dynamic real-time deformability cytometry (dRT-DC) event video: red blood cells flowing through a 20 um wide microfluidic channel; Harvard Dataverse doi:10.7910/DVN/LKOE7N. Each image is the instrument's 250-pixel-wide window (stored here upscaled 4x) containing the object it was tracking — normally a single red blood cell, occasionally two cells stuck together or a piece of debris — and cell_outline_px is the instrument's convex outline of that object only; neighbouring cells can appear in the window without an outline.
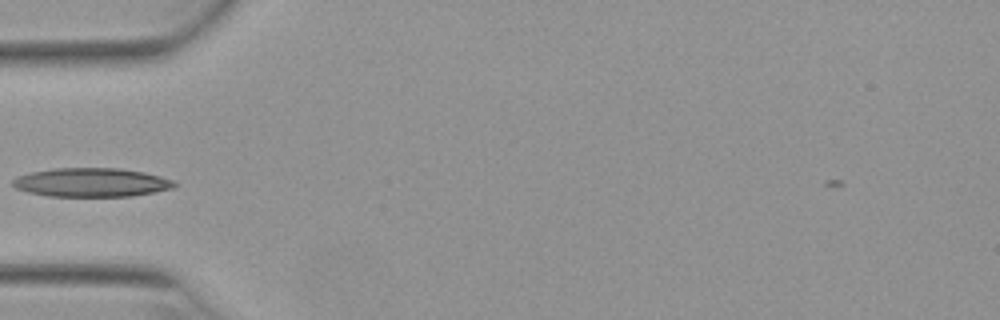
{"species": "Egyptian fruit bat (a non-hibernating species)", "species_latin": "Rousettus aegyptiacus", "temperature_condition": "warm", "stored_images_in_passage": 25, "camera_frame_rate_fps": 3000, "um_per_image_px": 0.085, "animal": {"sex": "female"}, "frame": {"image": 1, "passage_image": 1, "time_ms": 0.0, "image_size_px": [1000, 320], "cell_outline_px": [[176, 188], [132, 196], [48, 196], [28, 192], [16, 188], [12, 184], [12, 180], [16, 176], [32, 172], [52, 168], [120, 168], [144, 172], [160, 176], [172, 180], [176, 184]], "centroid_in_image_um": [7.77, 15.5], "position_along_channel_um": 77.2, "area_um2": 27.22}}
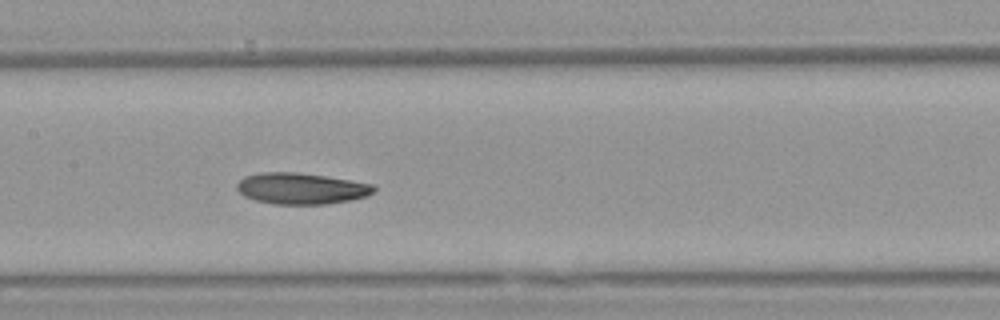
{"frame": {"image": 2, "passage_image": 9, "time_ms": 2.667, "image_size_px": [1000, 320], "cell_outline_px": [[376, 188], [368, 196], [352, 200], [328, 204], [272, 204], [256, 200], [244, 196], [236, 188], [236, 184], [244, 176], [260, 172], [296, 172], [324, 176], [372, 184]], "centroid_in_image_um": [25.58, 16.02], "position_along_channel_um": 181.8, "area_um2": 24.91}}
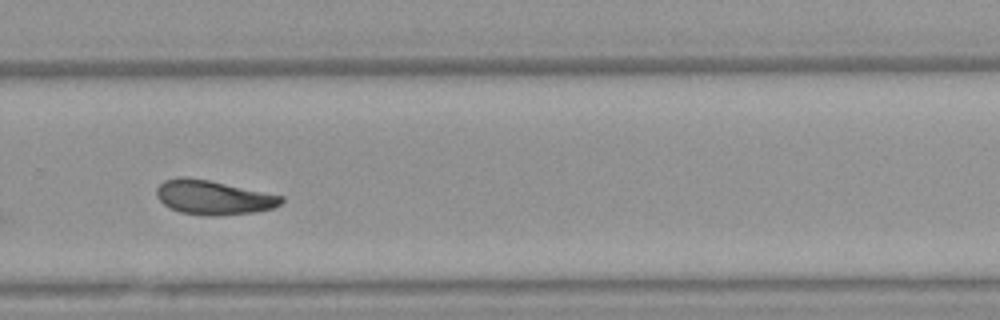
{"frame": {"image": 3, "passage_image": 19, "time_ms": 6.0, "image_size_px": [1000, 320], "cell_outline_px": [[284, 200], [280, 204], [272, 208], [256, 212], [216, 216], [208, 216], [180, 212], [168, 208], [156, 196], [156, 188], [164, 180], [180, 176], [184, 176], [208, 180], [284, 196]], "centroid_in_image_um": [18.11, 16.78], "position_along_channel_um": 311.7, "area_um2": 24.97}}